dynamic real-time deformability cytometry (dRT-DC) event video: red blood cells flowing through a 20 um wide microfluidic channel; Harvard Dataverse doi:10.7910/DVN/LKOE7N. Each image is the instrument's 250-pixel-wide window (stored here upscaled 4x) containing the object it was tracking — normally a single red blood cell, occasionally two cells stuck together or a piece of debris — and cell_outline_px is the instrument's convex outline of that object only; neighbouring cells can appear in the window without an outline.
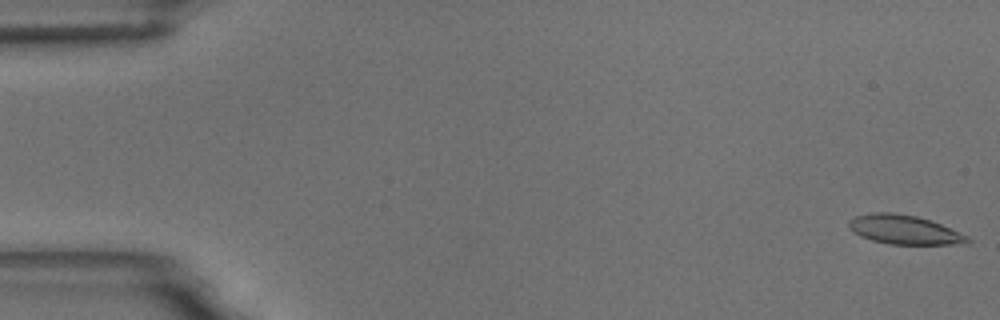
{"species": "common noctule bat (a hibernating species)", "species_latin": "Nyctalus noctula", "temperature_condition": "room temperature", "stored_images_in_passage": 16, "camera_frame_rate_fps": 3000, "um_per_image_px": 0.085, "animal": {"sex": "male", "body_mass_g": 18.8}, "frame": {"image": 1, "passage_image": 1, "time_ms": 0.0, "image_size_px": [1000, 320], "cell_outline_px": [[972, 240], [968, 244], [888, 244], [872, 240], [860, 236], [848, 228], [848, 220], [856, 216], [872, 212], [892, 212], [916, 216], [940, 224], [968, 236]], "centroid_in_image_um": [76.84, 19.53], "position_along_channel_um": 8.2, "area_um2": 20.11}}
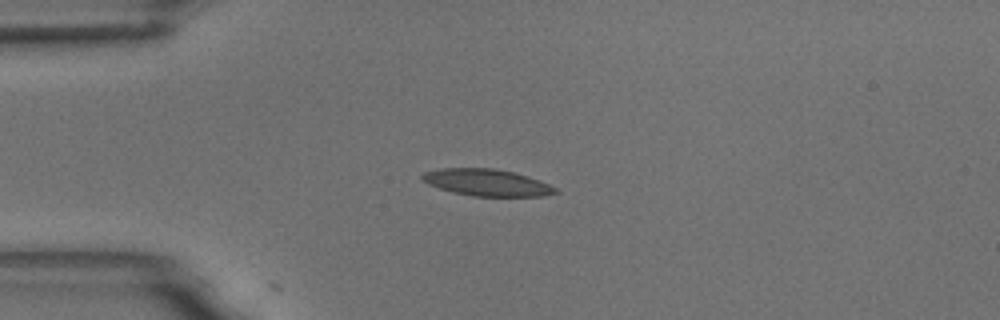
{"frame": {"image": 2, "passage_image": 14, "time_ms": 4.333, "image_size_px": [1000, 320], "cell_outline_px": [[560, 192], [544, 196], [472, 196], [452, 192], [428, 184], [420, 180], [420, 176], [424, 172], [440, 168], [492, 168], [512, 172], [528, 176], [548, 184], [556, 188]], "centroid_in_image_um": [41.35, 15.51], "position_along_channel_um": 43.6, "area_um2": 20.81}}